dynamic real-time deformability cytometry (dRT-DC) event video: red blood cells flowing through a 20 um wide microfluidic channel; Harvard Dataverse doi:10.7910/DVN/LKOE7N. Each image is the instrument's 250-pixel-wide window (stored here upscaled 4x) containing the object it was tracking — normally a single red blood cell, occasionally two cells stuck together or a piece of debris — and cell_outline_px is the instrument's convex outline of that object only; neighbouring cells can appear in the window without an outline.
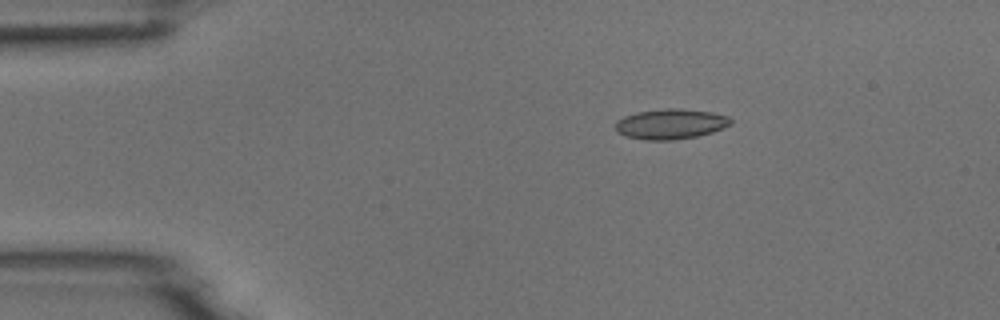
{"species": "common noctule bat (a hibernating species)", "species_latin": "Nyctalus noctula", "temperature_condition": "room temperature", "stored_images_in_passage": 8, "camera_frame_rate_fps": 3000, "um_per_image_px": 0.085, "animal": {"sex": "male", "body_mass_g": 18.8}, "frame": {"image": 1, "passage_image": 3, "time_ms": 0.667, "image_size_px": [1000, 320], "cell_outline_px": [[732, 124], [712, 132], [696, 136], [672, 140], [644, 140], [624, 136], [616, 132], [616, 120], [624, 116], [636, 112], [664, 108], [680, 108], [712, 112], [728, 116], [732, 120]], "centroid_in_image_um": [56.98, 10.53], "position_along_channel_um": 28.0, "area_um2": 20.46}}
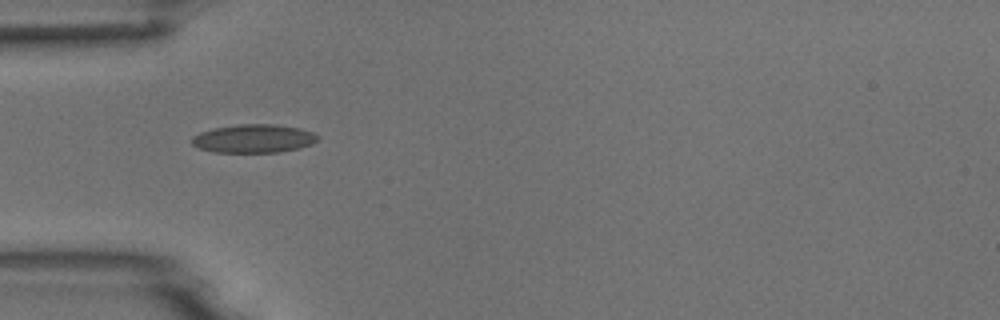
{"frame": {"image": 2, "passage_image": 5, "time_ms": 1.333, "image_size_px": [1000, 320], "cell_outline_px": [[320, 136], [312, 144], [300, 148], [280, 152], [216, 152], [200, 148], [192, 144], [192, 136], [200, 132], [212, 128], [240, 124], [276, 124], [300, 128], [312, 132]], "centroid_in_image_um": [21.58, 11.77], "position_along_channel_um": 63.4, "area_um2": 20.87}}
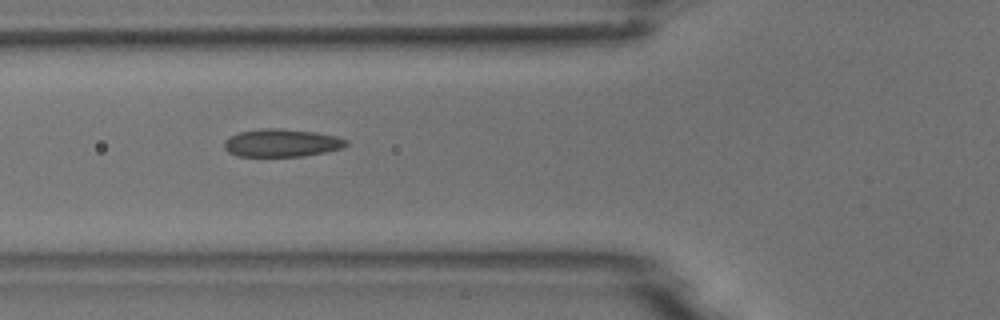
{"frame": {"image": 3, "passage_image": 6, "time_ms": 1.667, "image_size_px": [1000, 320], "cell_outline_px": [[348, 144], [344, 148], [304, 156], [236, 156], [228, 152], [224, 148], [224, 140], [228, 136], [240, 132], [260, 128], [280, 128], [316, 132], [336, 136], [348, 140]], "centroid_in_image_um": [23.93, 12.14], "position_along_channel_um": 101.9, "area_um2": 20.0}}